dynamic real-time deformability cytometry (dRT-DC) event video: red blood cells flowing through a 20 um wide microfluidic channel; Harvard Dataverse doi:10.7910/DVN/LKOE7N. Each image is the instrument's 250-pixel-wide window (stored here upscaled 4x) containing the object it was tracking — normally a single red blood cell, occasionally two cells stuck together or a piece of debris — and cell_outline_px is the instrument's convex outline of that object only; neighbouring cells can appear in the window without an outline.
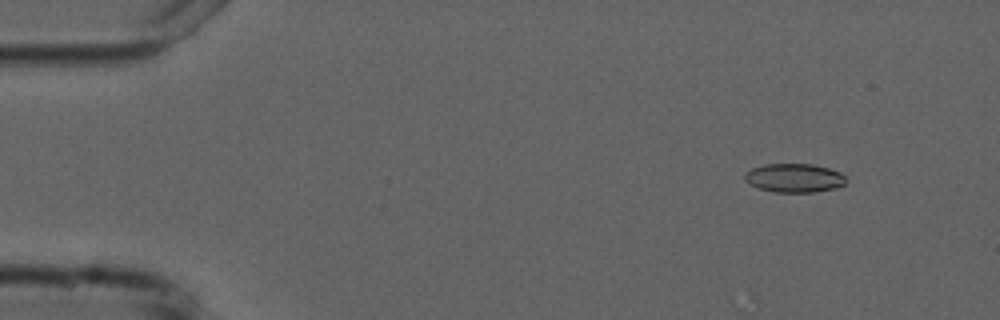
{"species": "common noctule bat (a hibernating species)", "species_latin": "Nyctalus noctula", "temperature_condition": "cold", "stored_images_in_passage": 5, "camera_frame_rate_fps": 3000, "um_per_image_px": 0.085, "animal": {"sex": "male", "forearm_length_mm": 52.5}, "frame": {"image": 1, "passage_image": 2, "time_ms": 1.0, "image_size_px": [1000, 320], "cell_outline_px": [[848, 180], [844, 184], [836, 188], [812, 192], [776, 192], [756, 188], [744, 180], [744, 176], [752, 168], [764, 164], [812, 164], [828, 168], [840, 172]], "centroid_in_image_um": [67.51, 15.13], "position_along_channel_um": 17.5, "area_um2": 16.99}}